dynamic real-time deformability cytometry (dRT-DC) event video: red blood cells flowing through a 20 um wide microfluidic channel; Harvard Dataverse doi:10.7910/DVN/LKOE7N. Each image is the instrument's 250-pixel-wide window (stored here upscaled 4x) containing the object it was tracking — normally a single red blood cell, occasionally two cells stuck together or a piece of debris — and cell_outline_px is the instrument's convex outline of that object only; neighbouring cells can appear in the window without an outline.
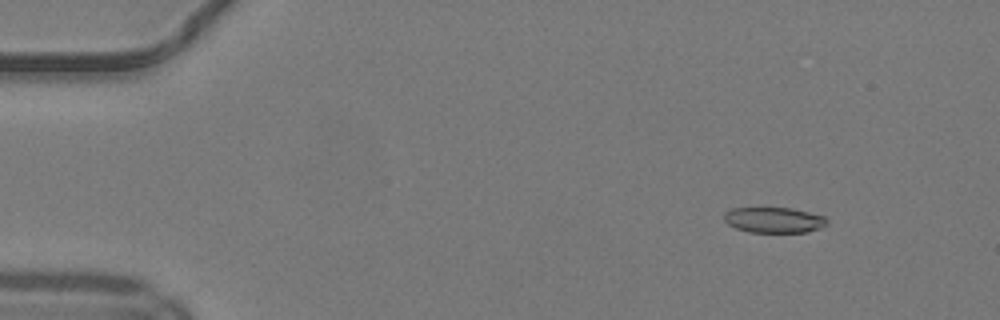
{"species": "common noctule bat (a hibernating species)", "species_latin": "Nyctalus noctula", "temperature_condition": "warm", "stored_images_in_passage": 36, "camera_frame_rate_fps": 3000, "um_per_image_px": 0.085, "animal": {"sex": "male", "body_mass_g": 19.2, "forearm_length_mm": 51.8}, "frame": {"image": 1, "passage_image": 7, "time_ms": 2.0, "image_size_px": [1000, 320], "cell_outline_px": [[828, 224], [820, 228], [808, 232], [748, 232], [736, 228], [728, 224], [724, 220], [724, 212], [732, 208], [792, 208], [824, 216], [828, 220]], "centroid_in_image_um": [65.79, 18.7], "position_along_channel_um": 19.2, "area_um2": 15.37}}
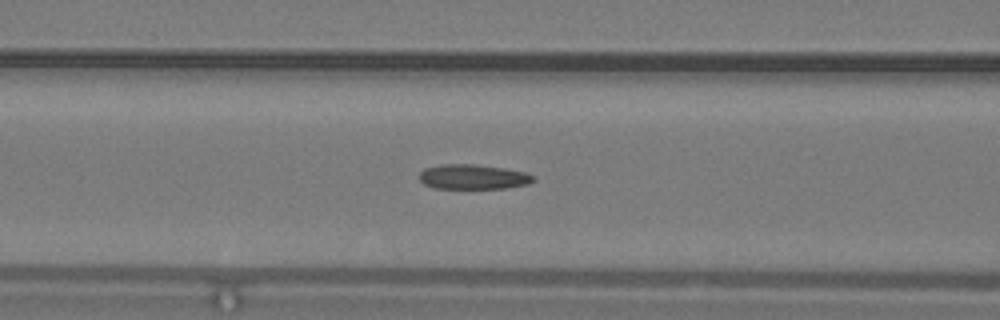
{"frame": {"image": 2, "passage_image": 22, "time_ms": 7.0, "image_size_px": [1000, 320], "cell_outline_px": [[536, 180], [528, 184], [504, 188], [436, 188], [424, 184], [420, 180], [420, 172], [424, 168], [440, 164], [476, 164], [504, 168], [524, 172], [536, 176]], "centroid_in_image_um": [40.23, 15.02], "position_along_channel_um": 126.4, "area_um2": 16.53}}
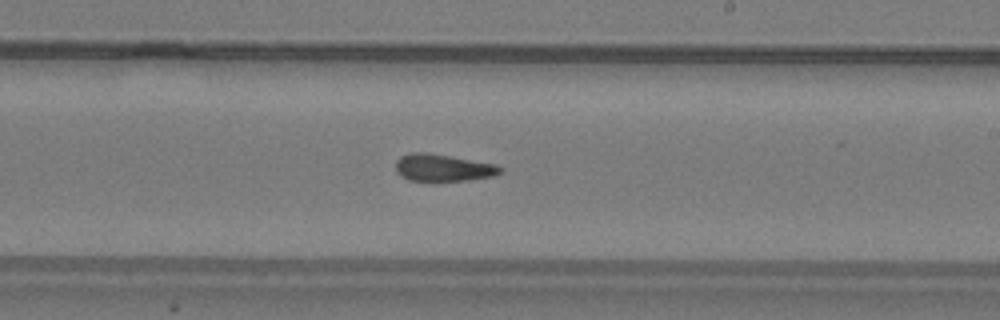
{"frame": {"image": 3, "passage_image": 31, "time_ms": 10.0, "image_size_px": [1000, 320], "cell_outline_px": [[500, 172], [492, 176], [468, 180], [408, 180], [400, 176], [396, 172], [396, 160], [400, 156], [408, 152], [424, 152], [496, 164], [500, 168]], "centroid_in_image_um": [37.57, 14.25], "position_along_channel_um": 251.4, "area_um2": 16.24}}